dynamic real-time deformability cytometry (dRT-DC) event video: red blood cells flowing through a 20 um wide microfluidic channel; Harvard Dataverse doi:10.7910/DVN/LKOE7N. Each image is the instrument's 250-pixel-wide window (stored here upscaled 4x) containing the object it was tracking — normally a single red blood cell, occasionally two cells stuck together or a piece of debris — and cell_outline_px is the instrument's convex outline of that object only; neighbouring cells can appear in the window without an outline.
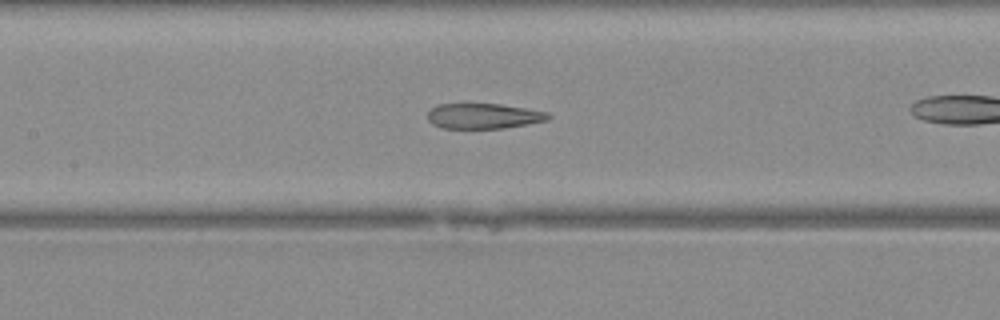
{"species": "Egyptian fruit bat (a non-hibernating species)", "species_latin": "Rousettus aegyptiacus", "temperature_condition": "warm", "stored_images_in_passage": 20, "camera_frame_rate_fps": 3000, "um_per_image_px": 0.085, "animal": {"sex": "female"}, "frame": {"image": 1, "passage_image": 6, "time_ms": 1.667, "image_size_px": [1000, 320], "cell_outline_px": [[548, 116], [544, 120], [528, 124], [504, 128], [444, 128], [432, 124], [428, 120], [428, 112], [432, 108], [440, 104], [500, 104], [548, 112]], "centroid_in_image_um": [41.05, 9.86], "position_along_channel_um": 166.3, "area_um2": 17.46}}